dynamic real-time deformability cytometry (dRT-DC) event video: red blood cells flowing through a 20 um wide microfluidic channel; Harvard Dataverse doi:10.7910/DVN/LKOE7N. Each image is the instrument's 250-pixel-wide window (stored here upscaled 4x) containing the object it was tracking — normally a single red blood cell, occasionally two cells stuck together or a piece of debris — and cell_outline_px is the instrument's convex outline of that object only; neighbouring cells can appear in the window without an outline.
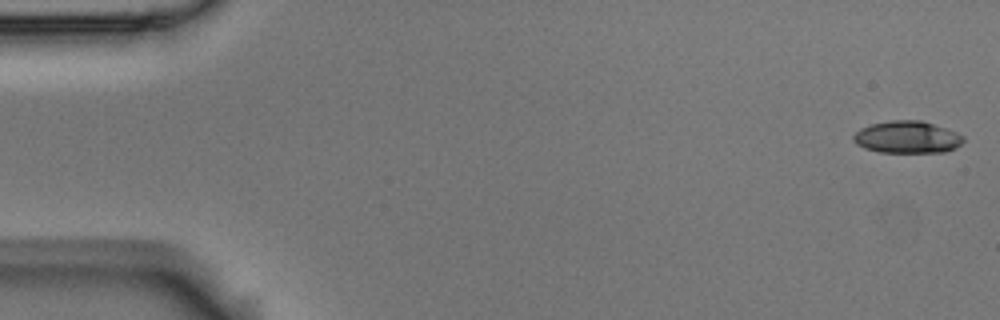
{"species": "Egyptian fruit bat (a non-hibernating species)", "species_latin": "Rousettus aegyptiacus", "temperature_condition": "room temperature", "stored_images_in_passage": 56, "camera_frame_rate_fps": 3000, "um_per_image_px": 0.085, "animal": {"sex": "male"}, "frame": {"image": 1, "passage_image": 1, "time_ms": 0.0, "image_size_px": [1000, 320], "cell_outline_px": [[964, 140], [956, 148], [944, 152], [880, 152], [864, 148], [856, 144], [852, 140], [852, 136], [860, 128], [872, 124], [888, 120], [920, 120], [956, 132], [964, 136]], "centroid_in_image_um": [77.08, 11.66], "position_along_channel_um": 7.9, "area_um2": 20.58}}
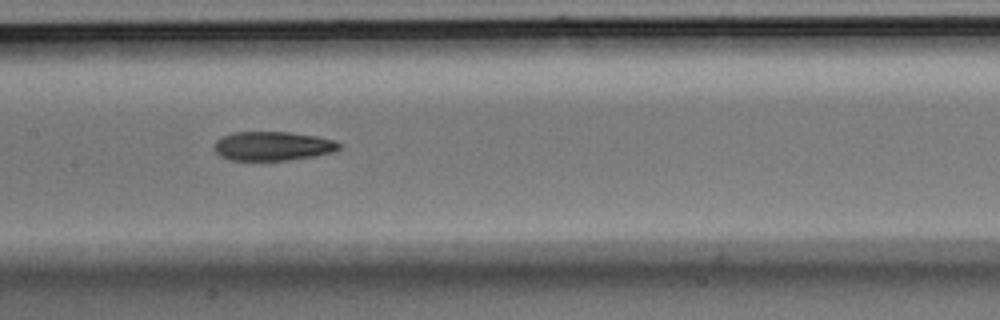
{"frame": {"image": 2, "passage_image": 27, "time_ms": 8.667, "image_size_px": [1000, 320], "cell_outline_px": [[340, 148], [336, 152], [288, 160], [228, 160], [220, 156], [212, 148], [212, 144], [216, 140], [232, 132], [288, 132], [316, 136], [332, 140], [340, 144]], "centroid_in_image_um": [23.13, 12.42], "position_along_channel_um": 184.3, "area_um2": 21.21}}
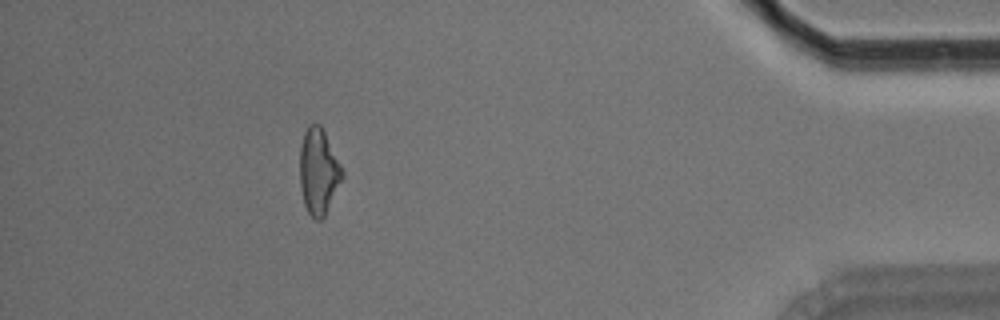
{"frame": {"image": 3, "passage_image": 50, "time_ms": 16.333, "image_size_px": [1000, 320], "cell_outline_px": [[344, 176], [324, 216], [320, 220], [316, 220], [308, 212], [304, 204], [300, 188], [300, 148], [304, 132], [308, 124], [320, 124], [344, 172]], "centroid_in_image_um": [27.06, 14.58], "position_along_channel_um": 408.1, "area_um2": 20.98}, "authors_computed_cell_mechanics": {"area_um2": 21.386, "velocity_mm_per_s": 3.6082, "shape_relaxation_time_tau1_ms": 5.4085, "shape_relaxation_time_tau2_ms": 5.8015, "deformation_change_tau1": 0.165, "deformation_change_tau2": 0.1542}}